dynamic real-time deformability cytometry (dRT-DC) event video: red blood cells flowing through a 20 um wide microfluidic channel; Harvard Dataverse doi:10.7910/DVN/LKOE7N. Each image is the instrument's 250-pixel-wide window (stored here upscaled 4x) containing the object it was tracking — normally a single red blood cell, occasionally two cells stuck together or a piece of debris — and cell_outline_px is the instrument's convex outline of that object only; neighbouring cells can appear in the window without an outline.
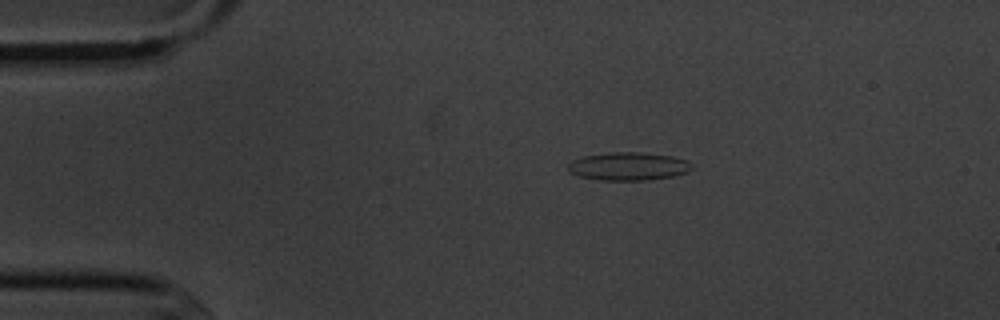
{"species": "common noctule bat (a hibernating species)", "species_latin": "Nyctalus noctula", "temperature_condition": "cold", "stored_images_in_passage": 8, "camera_frame_rate_fps": 3000, "um_per_image_px": 0.085, "animal": {"sex": "male", "body_mass_g": 20.1, "forearm_length_mm": 53.5}, "frame": {"image": 1, "passage_image": 3, "time_ms": 3.333, "image_size_px": [1000, 320], "cell_outline_px": [[692, 168], [688, 172], [672, 176], [644, 180], [600, 180], [580, 176], [572, 172], [568, 168], [568, 164], [572, 160], [584, 156], [612, 152], [640, 152], [672, 156], [684, 160], [692, 164]], "centroid_in_image_um": [53.42, 14.13], "position_along_channel_um": 31.6, "area_um2": 20.0}}
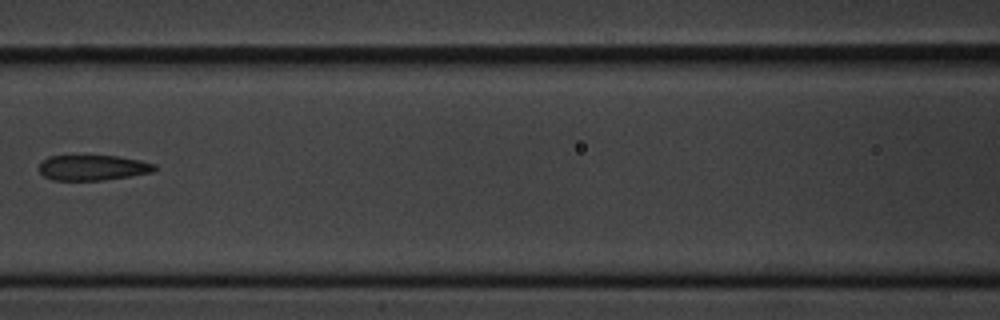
{"frame": {"image": 2, "passage_image": 7, "time_ms": 8.0, "image_size_px": [1000, 320], "cell_outline_px": [[156, 168], [152, 172], [104, 180], [52, 180], [44, 176], [40, 172], [40, 164], [48, 156], [116, 156], [140, 160], [156, 164]], "centroid_in_image_um": [7.89, 14.25], "position_along_channel_um": 158.7, "area_um2": 16.88}}
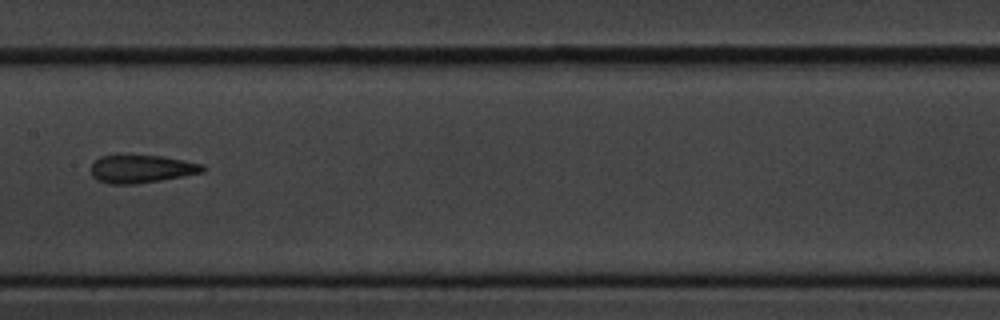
{"frame": {"image": 3, "passage_image": 8, "time_ms": 9.0, "image_size_px": [1000, 320], "cell_outline_px": [[204, 172], [160, 180], [136, 184], [108, 184], [96, 180], [92, 176], [88, 168], [100, 156], [112, 152], [120, 152], [160, 156], [184, 160], [204, 164]], "centroid_in_image_um": [11.91, 14.31], "position_along_channel_um": 195.5, "area_um2": 19.13}}